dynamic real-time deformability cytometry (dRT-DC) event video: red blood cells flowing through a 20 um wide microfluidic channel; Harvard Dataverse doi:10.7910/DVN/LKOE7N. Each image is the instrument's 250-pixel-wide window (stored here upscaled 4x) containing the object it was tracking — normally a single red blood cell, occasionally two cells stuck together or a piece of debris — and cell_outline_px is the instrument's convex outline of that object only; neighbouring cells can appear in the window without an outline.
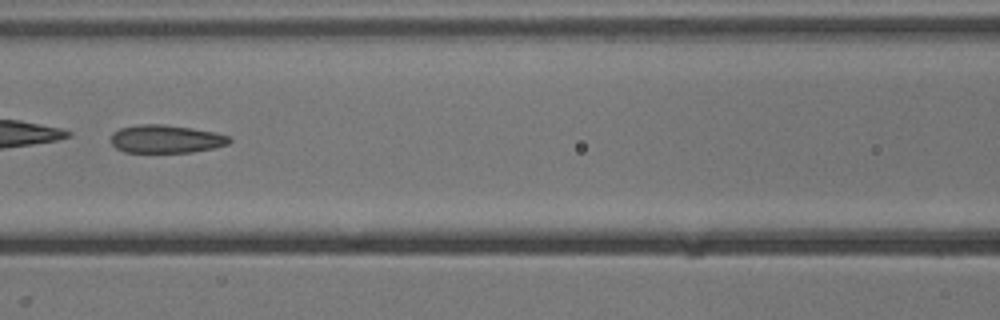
{"species": "common noctule bat (a hibernating species)", "species_latin": "Nyctalus noctula", "temperature_condition": "cold", "stored_images_in_passage": 34, "camera_frame_rate_fps": 3000, "um_per_image_px": 0.085, "animal": {"sex": "male", "body_mass_g": 13.3}, "frame": {"image": 1, "passage_image": 10, "time_ms": 3.0, "image_size_px": [1000, 320], "cell_outline_px": [[232, 140], [228, 144], [212, 148], [192, 152], [124, 152], [116, 148], [112, 144], [112, 132], [120, 128], [140, 124], [164, 124], [192, 128], [216, 132], [228, 136]], "centroid_in_image_um": [14.1, 11.81], "position_along_channel_um": 152.5, "area_um2": 19.36}, "authors_computed_cell_mechanics": {"area_um2": 20.2878, "velocity_mm_per_s": 3.8469, "shape_relaxation_time_tau1_ms": null, "shape_relaxation_time_tau2_ms": 2.7007, "deformation_change_tau1": null, "deformation_change_tau2": 0.1188}}